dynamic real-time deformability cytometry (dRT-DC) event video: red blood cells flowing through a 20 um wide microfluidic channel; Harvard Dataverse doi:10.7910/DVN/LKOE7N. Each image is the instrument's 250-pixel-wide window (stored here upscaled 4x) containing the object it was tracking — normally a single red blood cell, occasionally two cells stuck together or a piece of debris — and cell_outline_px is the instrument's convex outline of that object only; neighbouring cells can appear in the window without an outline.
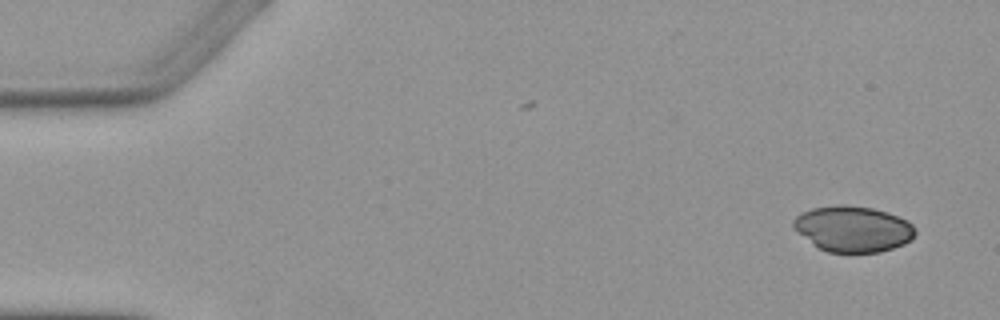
{"species": "Egyptian fruit bat (a non-hibernating species)", "species_latin": "Rousettus aegyptiacus", "temperature_condition": "warm", "stored_images_in_passage": 6, "camera_frame_rate_fps": 3000, "um_per_image_px": 0.085, "animal": {"sex": "female"}, "frame": {"image": 1, "passage_image": 1, "time_ms": 0.0, "image_size_px": [1000, 320], "cell_outline_px": [[916, 232], [912, 240], [904, 244], [880, 252], [828, 252], [816, 248], [792, 224], [792, 220], [800, 212], [812, 208], [836, 204], [844, 204], [872, 208], [888, 212], [908, 220], [916, 228]], "centroid_in_image_um": [72.52, 19.44], "position_along_channel_um": 12.5, "area_um2": 32.77}}
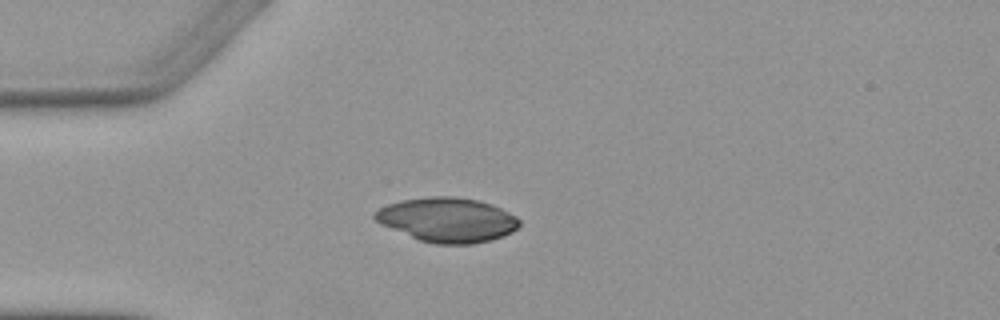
{"frame": {"image": 2, "passage_image": 4, "time_ms": 3.667, "image_size_px": [1000, 320], "cell_outline_px": [[520, 224], [512, 232], [504, 236], [492, 240], [472, 244], [436, 244], [420, 240], [380, 224], [372, 216], [372, 212], [388, 204], [400, 200], [428, 196], [456, 196], [480, 200], [492, 204], [516, 216], [520, 220]], "centroid_in_image_um": [38.03, 18.67], "position_along_channel_um": 47.0, "area_um2": 37.69}}